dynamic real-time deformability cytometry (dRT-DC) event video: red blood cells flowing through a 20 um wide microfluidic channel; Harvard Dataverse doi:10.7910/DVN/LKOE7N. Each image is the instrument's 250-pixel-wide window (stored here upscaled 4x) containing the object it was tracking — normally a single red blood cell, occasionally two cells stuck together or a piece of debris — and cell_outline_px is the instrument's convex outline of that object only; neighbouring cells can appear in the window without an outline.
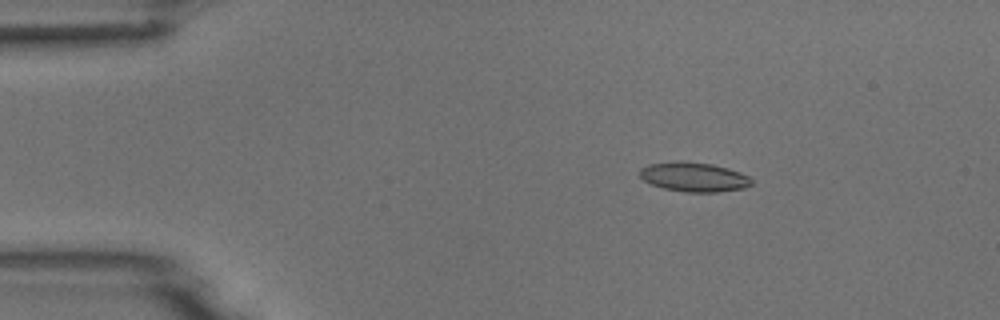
{"species": "common noctule bat (a hibernating species)", "species_latin": "Nyctalus noctula", "temperature_condition": "room temperature", "stored_images_in_passage": 5, "camera_frame_rate_fps": 3000, "um_per_image_px": 0.085, "animal": {"sex": "male", "body_mass_g": 18.8}, "frame": {"image": 1, "passage_image": 3, "time_ms": 2.333, "image_size_px": [1000, 320], "cell_outline_px": [[752, 184], [744, 188], [716, 192], [684, 192], [664, 188], [652, 184], [644, 180], [640, 176], [640, 168], [648, 164], [680, 160], [712, 164], [728, 168], [740, 172], [748, 176], [752, 180]], "centroid_in_image_um": [58.98, 15.03], "position_along_channel_um": 26.0, "area_um2": 19.19}}
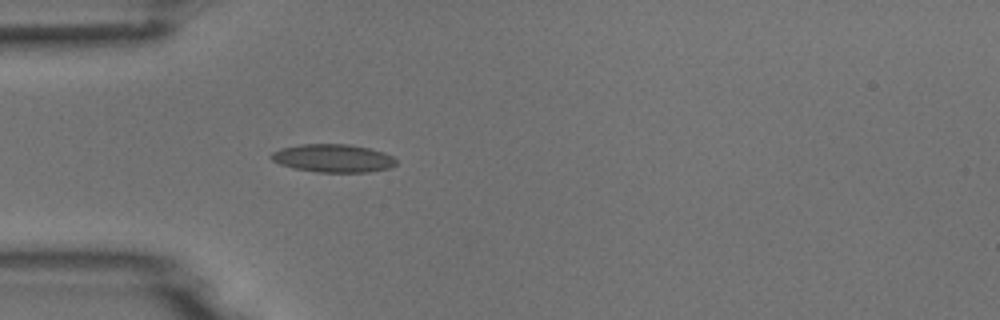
{"frame": {"image": 2, "passage_image": 5, "time_ms": 4.667, "image_size_px": [1000, 320], "cell_outline_px": [[396, 164], [388, 168], [368, 172], [316, 172], [292, 168], [280, 164], [272, 160], [268, 156], [272, 152], [280, 148], [300, 144], [348, 144], [368, 148], [384, 152], [392, 156], [396, 160]], "centroid_in_image_um": [28.27, 13.45], "position_along_channel_um": 56.7, "area_um2": 20.52}}